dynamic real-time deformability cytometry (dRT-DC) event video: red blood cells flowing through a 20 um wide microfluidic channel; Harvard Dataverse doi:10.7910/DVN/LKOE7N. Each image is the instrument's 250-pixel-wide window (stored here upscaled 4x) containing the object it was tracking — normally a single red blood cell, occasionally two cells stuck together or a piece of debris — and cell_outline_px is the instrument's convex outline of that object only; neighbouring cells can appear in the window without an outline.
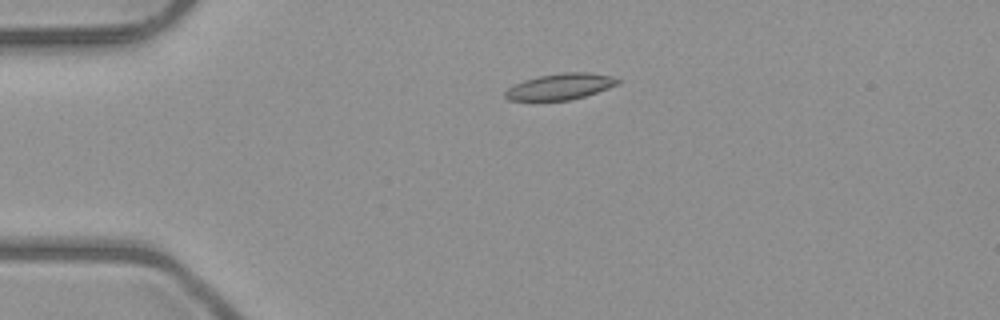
{"species": "common noctule bat (a hibernating species)", "species_latin": "Nyctalus noctula", "temperature_condition": "room temperature", "stored_images_in_passage": 5, "camera_frame_rate_fps": 3000, "um_per_image_px": 0.085, "animal": {"sex": "male", "body_mass_g": 23.1, "forearm_length_mm": 52.7}, "frame": {"image": 1, "passage_image": 4, "time_ms": 3.333, "image_size_px": [1000, 320], "cell_outline_px": [[620, 84], [584, 96], [568, 100], [508, 100], [504, 96], [504, 92], [508, 88], [524, 80], [540, 76], [560, 72], [588, 72], [612, 76], [620, 80]], "centroid_in_image_um": [47.63, 7.35], "position_along_channel_um": 37.4, "area_um2": 16.99}}